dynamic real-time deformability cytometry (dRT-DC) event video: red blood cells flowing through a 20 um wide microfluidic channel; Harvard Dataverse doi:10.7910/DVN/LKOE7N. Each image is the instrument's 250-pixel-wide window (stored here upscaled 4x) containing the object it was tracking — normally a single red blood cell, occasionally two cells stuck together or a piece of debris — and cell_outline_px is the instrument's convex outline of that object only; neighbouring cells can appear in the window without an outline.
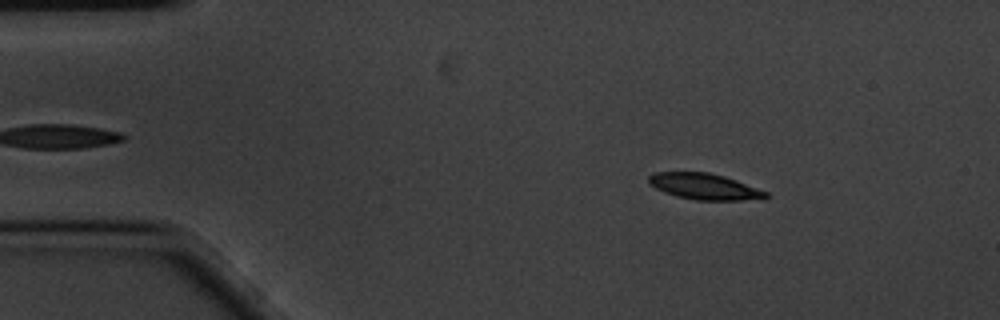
{"species": "common noctule bat (a hibernating species)", "species_latin": "Nyctalus noctula", "temperature_condition": "cold", "stored_images_in_passage": 58, "camera_frame_rate_fps": 3000, "um_per_image_px": 0.085, "animal": {"sex": "male", "body_mass_g": 20.1, "forearm_length_mm": 53.5}, "frame": {"image": 1, "passage_image": 8, "time_ms": 2.333, "image_size_px": [1000, 320], "cell_outline_px": [[768, 196], [764, 200], [696, 200], [676, 196], [664, 192], [648, 184], [648, 176], [656, 172], [708, 172], [724, 176], [736, 180], [768, 192]], "centroid_in_image_um": [59.9, 15.86], "position_along_channel_um": 25.1, "area_um2": 17.92}}
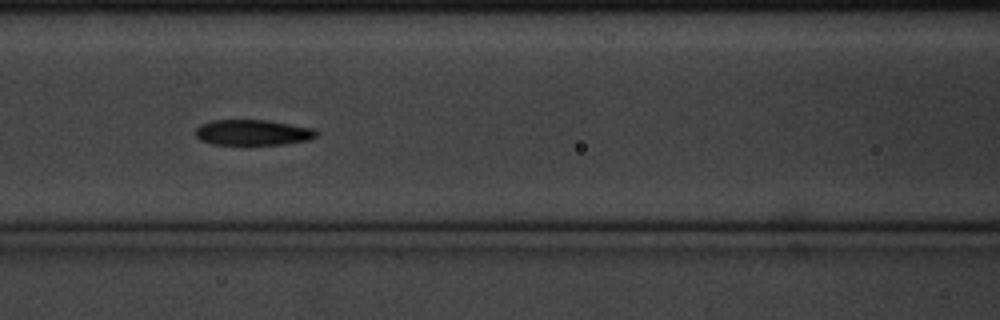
{"frame": {"image": 2, "passage_image": 24, "time_ms": 7.667, "image_size_px": [1000, 320], "cell_outline_px": [[320, 132], [316, 136], [308, 140], [284, 144], [212, 144], [200, 140], [196, 136], [196, 128], [200, 124], [212, 120], [264, 120], [312, 128]], "centroid_in_image_um": [21.47, 11.26], "position_along_channel_um": 145.1, "area_um2": 17.86}}
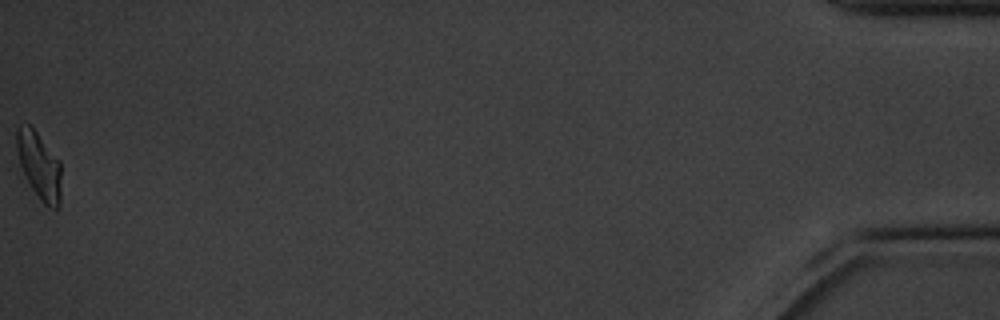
{"frame": {"image": 3, "passage_image": 58, "time_ms": 19.0, "image_size_px": [1000, 320], "cell_outline_px": [[60, 208], [48, 208], [40, 200], [24, 176], [20, 164], [16, 148], [16, 128], [20, 124], [28, 124], [36, 132], [60, 160]], "centroid_in_image_um": [3.32, 14.09], "position_along_channel_um": 431.9, "area_um2": 17.46}, "authors_computed_cell_mechanics": {"area_um2": 18.1492, "velocity_mm_per_s": 3.4064, "shape_relaxation_time_tau1_ms": 4.9494, "shape_relaxation_time_tau2_ms": 4.7126, "deformation_change_tau1": 0.1425, "deformation_change_tau2": 0.1103}}